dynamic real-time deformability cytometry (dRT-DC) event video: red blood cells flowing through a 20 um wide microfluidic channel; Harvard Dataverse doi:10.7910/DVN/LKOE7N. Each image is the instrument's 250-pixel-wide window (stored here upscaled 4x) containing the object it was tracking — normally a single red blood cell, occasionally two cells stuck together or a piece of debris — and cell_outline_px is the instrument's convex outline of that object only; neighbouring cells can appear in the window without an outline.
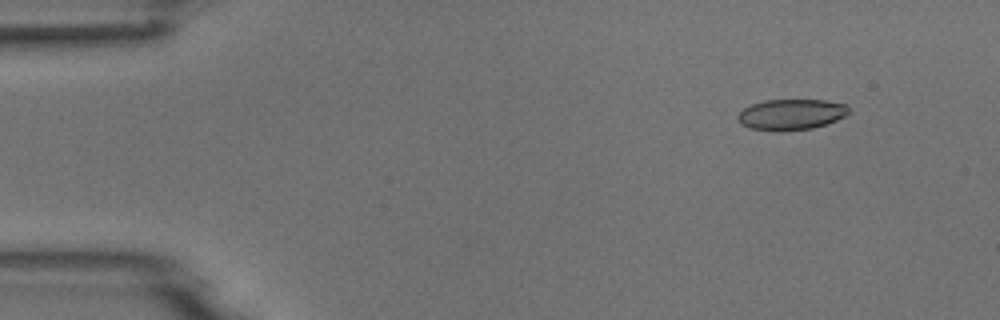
{"species": "common noctule bat (a hibernating species)", "species_latin": "Nyctalus noctula", "temperature_condition": "room temperature", "stored_images_in_passage": 8, "camera_frame_rate_fps": 3000, "um_per_image_px": 0.085, "animal": {"sex": "male", "body_mass_g": 18.8}, "frame": {"image": 1, "passage_image": 2, "time_ms": 0.333, "image_size_px": [1000, 320], "cell_outline_px": [[848, 116], [812, 128], [748, 128], [740, 124], [736, 120], [736, 116], [744, 108], [752, 104], [764, 100], [824, 100], [848, 104]], "centroid_in_image_um": [67.27, 9.68], "position_along_channel_um": 17.7, "area_um2": 19.25}}
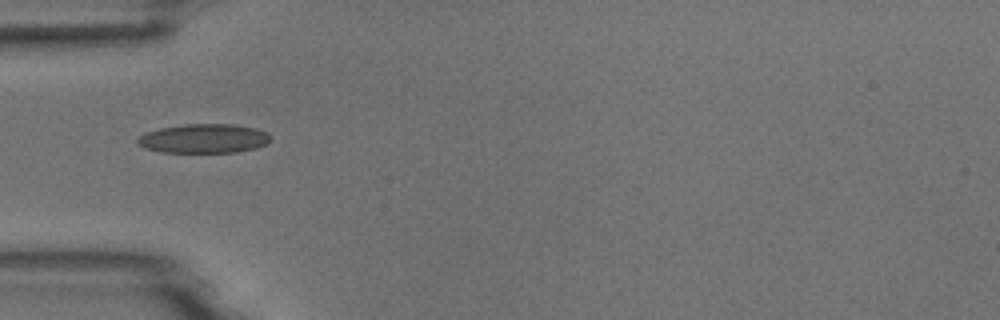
{"frame": {"image": 2, "passage_image": 5, "time_ms": 1.333, "image_size_px": [1000, 320], "cell_outline_px": [[272, 140], [256, 148], [236, 152], [160, 152], [144, 148], [136, 140], [140, 136], [148, 132], [160, 128], [184, 124], [236, 124], [256, 128], [268, 132], [272, 136]], "centroid_in_image_um": [17.38, 11.77], "position_along_channel_um": 67.6, "area_um2": 22.66}}